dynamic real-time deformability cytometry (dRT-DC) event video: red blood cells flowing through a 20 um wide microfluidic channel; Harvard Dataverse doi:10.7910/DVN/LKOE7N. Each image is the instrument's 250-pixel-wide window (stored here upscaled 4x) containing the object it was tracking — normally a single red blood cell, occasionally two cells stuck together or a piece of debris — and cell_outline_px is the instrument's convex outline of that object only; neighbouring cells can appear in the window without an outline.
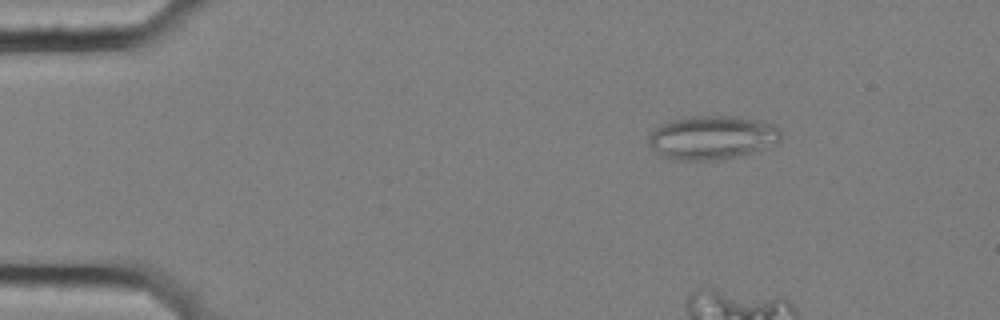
{"species": "common noctule bat (a hibernating species)", "species_latin": "Nyctalus noctula", "temperature_condition": "cold", "stored_images_in_passage": 13, "camera_frame_rate_fps": 3000, "um_per_image_px": 0.085, "animal": {"sex": "female", "body_mass_g": 25.1}, "frame": {"image": 1, "passage_image": 6, "time_ms": 1.667, "image_size_px": [1000, 320], "cell_outline_px": [[780, 140], [748, 152], [736, 156], [716, 160], [672, 160], [664, 156], [648, 144], [648, 136], [656, 128], [672, 120], [692, 116], [736, 116], [756, 120], [772, 124], [780, 128]], "centroid_in_image_um": [60.48, 11.68], "position_along_channel_um": 24.5, "area_um2": 32.95}}